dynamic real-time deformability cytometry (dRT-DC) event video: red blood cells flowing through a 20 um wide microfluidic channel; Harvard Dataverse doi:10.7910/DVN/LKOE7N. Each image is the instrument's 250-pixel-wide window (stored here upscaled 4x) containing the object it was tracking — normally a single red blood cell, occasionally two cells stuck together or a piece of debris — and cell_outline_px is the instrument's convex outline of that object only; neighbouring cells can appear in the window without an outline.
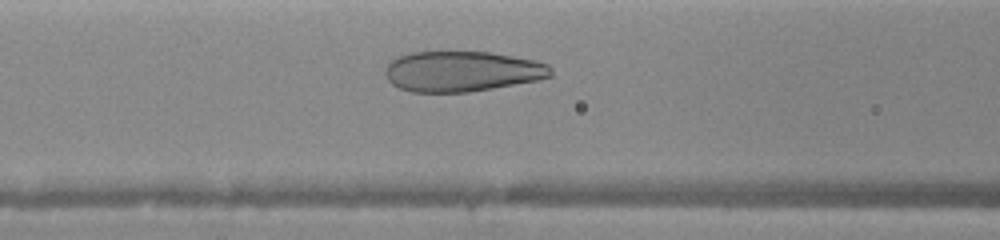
{"species": "human", "species_latin": "Homo sapiens", "temperature_condition": "warm", "stored_images_in_passage": 22, "camera_frame_rate_fps": 3000, "um_per_image_px": 0.085, "donor": {"sex": "female"}, "frame": {"image": 1, "passage_image": 6, "time_ms": 1.333, "image_size_px": [1000, 240], "cell_outline_px": [[552, 76], [536, 80], [492, 88], [468, 92], [412, 92], [400, 88], [392, 84], [384, 76], [384, 68], [396, 56], [412, 52], [492, 52], [532, 60], [548, 64], [552, 68]], "centroid_in_image_um": [39.22, 6.06], "position_along_channel_um": 127.4, "area_um2": 39.02}}
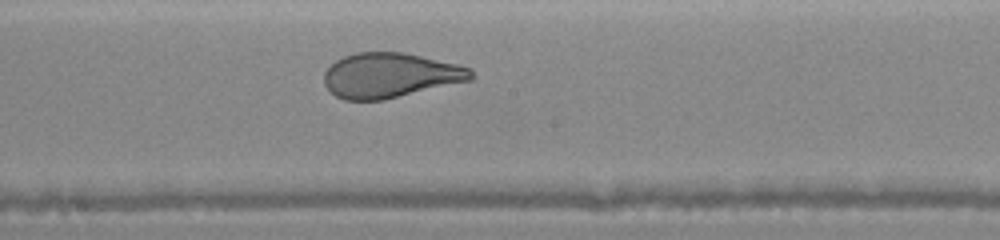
{"frame": {"image": 2, "passage_image": 14, "time_ms": 3.333, "image_size_px": [1000, 240], "cell_outline_px": [[476, 76], [472, 80], [384, 100], [344, 100], [336, 96], [324, 84], [324, 72], [336, 60], [344, 56], [356, 52], [400, 52], [420, 56], [456, 64], [472, 68]], "centroid_in_image_um": [33.18, 6.41], "position_along_channel_um": 215.0, "area_um2": 38.44}}
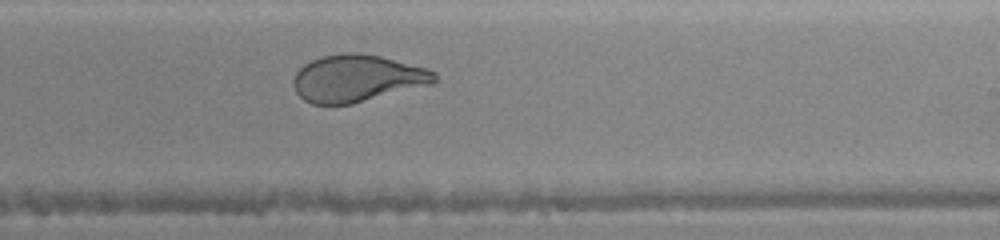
{"frame": {"image": 3, "passage_image": 19, "time_ms": 4.333, "image_size_px": [1000, 240], "cell_outline_px": [[436, 80], [432, 84], [352, 104], [312, 104], [304, 100], [296, 92], [292, 84], [292, 80], [296, 72], [304, 64], [320, 56], [348, 52], [360, 52], [380, 56], [428, 68], [436, 72]], "centroid_in_image_um": [30.35, 6.65], "position_along_channel_um": 258.7, "area_um2": 38.9}}